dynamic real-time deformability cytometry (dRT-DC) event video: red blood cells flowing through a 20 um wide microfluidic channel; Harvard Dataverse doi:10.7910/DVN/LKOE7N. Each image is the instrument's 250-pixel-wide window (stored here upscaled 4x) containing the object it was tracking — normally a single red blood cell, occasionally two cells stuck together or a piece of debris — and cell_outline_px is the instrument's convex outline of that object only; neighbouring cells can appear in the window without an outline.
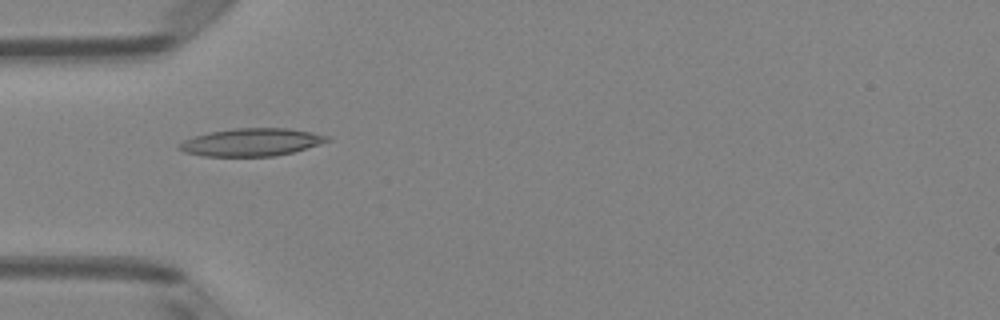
{"species": "Egyptian fruit bat (a non-hibernating species)", "species_latin": "Rousettus aegyptiacus", "temperature_condition": "room temperature", "stored_images_in_passage": 6, "camera_frame_rate_fps": 3000, "um_per_image_px": 0.085, "animal": {"sex": "female"}, "frame": {"image": 1, "passage_image": 4, "time_ms": 1.0, "image_size_px": [1000, 320], "cell_outline_px": [[332, 140], [320, 144], [292, 152], [272, 156], [204, 156], [184, 152], [176, 148], [184, 140], [192, 136], [208, 132], [232, 128], [288, 128], [312, 132], [328, 136]], "centroid_in_image_um": [21.35, 12.08], "position_along_channel_um": 63.7, "area_um2": 23.93}}
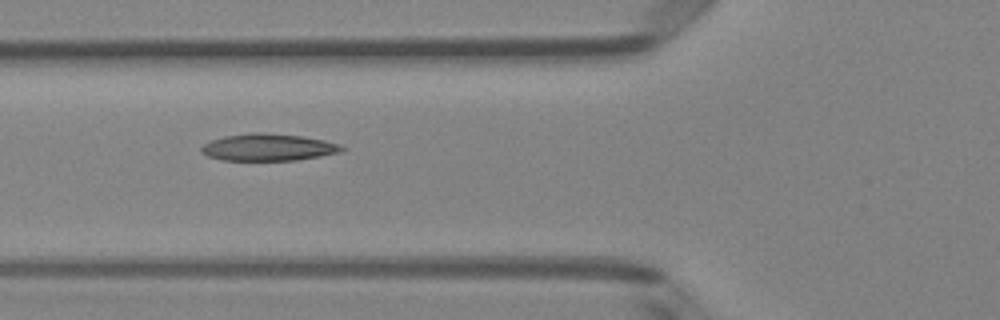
{"frame": {"image": 2, "passage_image": 5, "time_ms": 1.333, "image_size_px": [1000, 320], "cell_outline_px": [[348, 148], [340, 152], [320, 156], [296, 160], [220, 160], [208, 156], [200, 152], [200, 148], [204, 144], [212, 140], [224, 136], [252, 132], [260, 132], [300, 136], [324, 140], [340, 144]], "centroid_in_image_um": [22.8, 12.52], "position_along_channel_um": 103.0, "area_um2": 22.14}}
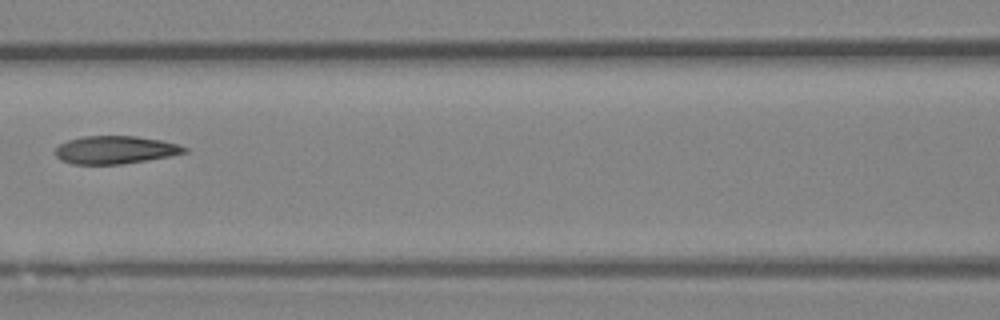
{"frame": {"image": 3, "passage_image": 6, "time_ms": 1.667, "image_size_px": [1000, 320], "cell_outline_px": [[188, 152], [148, 160], [120, 164], [72, 164], [60, 160], [56, 156], [56, 148], [60, 144], [68, 140], [84, 136], [136, 136], [160, 140], [176, 144], [188, 148]], "centroid_in_image_um": [9.78, 12.74], "position_along_channel_um": 156.8, "area_um2": 20.87}}